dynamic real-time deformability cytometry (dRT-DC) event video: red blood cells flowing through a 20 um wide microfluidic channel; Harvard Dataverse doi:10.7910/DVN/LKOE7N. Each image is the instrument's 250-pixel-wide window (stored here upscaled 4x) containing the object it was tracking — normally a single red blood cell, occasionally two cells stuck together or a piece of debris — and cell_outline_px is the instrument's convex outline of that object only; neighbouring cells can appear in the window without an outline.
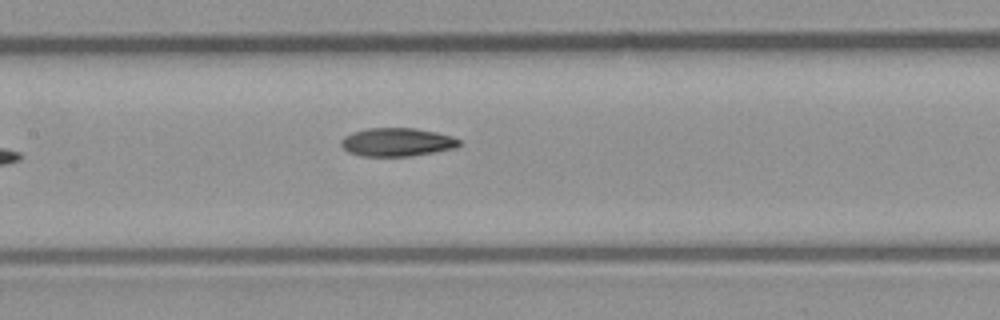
{"species": "common noctule bat (a hibernating species)", "species_latin": "Nyctalus noctula", "temperature_condition": "room temperature", "stored_images_in_passage": 8, "camera_frame_rate_fps": 3000, "um_per_image_px": 0.085, "animal": {"sex": "male", "body_mass_g": 23.1, "forearm_length_mm": 52.7}, "frame": {"image": 1, "passage_image": 7, "time_ms": 7.0, "image_size_px": [1000, 320], "cell_outline_px": [[460, 144], [456, 148], [408, 156], [360, 156], [348, 152], [340, 144], [340, 140], [344, 136], [352, 132], [368, 128], [416, 128], [436, 132], [452, 136], [460, 140]], "centroid_in_image_um": [33.72, 12.07], "position_along_channel_um": 173.7, "area_um2": 19.54}}